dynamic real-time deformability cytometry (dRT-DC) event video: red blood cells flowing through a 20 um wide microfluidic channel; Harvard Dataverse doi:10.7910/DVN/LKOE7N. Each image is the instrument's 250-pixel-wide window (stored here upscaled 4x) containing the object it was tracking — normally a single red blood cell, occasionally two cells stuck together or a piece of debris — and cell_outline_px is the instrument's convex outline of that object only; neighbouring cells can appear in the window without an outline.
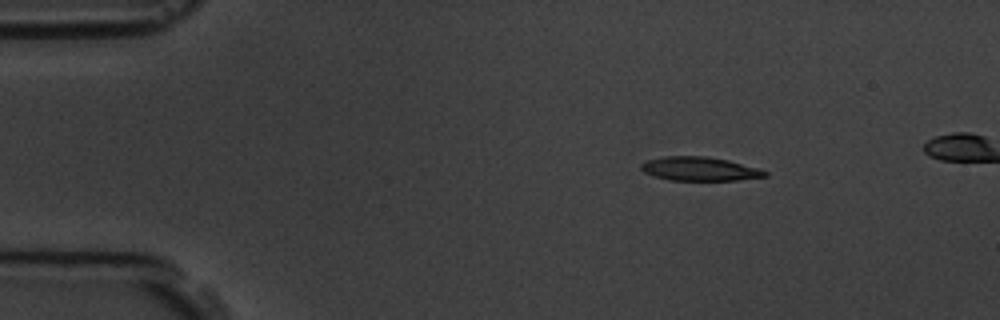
{"species": "common noctule bat (a hibernating species)", "species_latin": "Nyctalus noctula", "temperature_condition": "room temperature", "stored_images_in_passage": 5, "camera_frame_rate_fps": 3000, "um_per_image_px": 0.085, "animal": {"sex": "male", "body_mass_g": 19.5, "forearm_length_mm": 54.6}, "frame": {"image": 1, "passage_image": 2, "time_ms": 1.0, "image_size_px": [1000, 320], "cell_outline_px": [[768, 176], [740, 180], [668, 180], [644, 172], [640, 168], [640, 164], [648, 160], [664, 156], [704, 156], [728, 160], [760, 168], [768, 172]], "centroid_in_image_um": [59.5, 14.35], "position_along_channel_um": 25.5, "area_um2": 17.22}}